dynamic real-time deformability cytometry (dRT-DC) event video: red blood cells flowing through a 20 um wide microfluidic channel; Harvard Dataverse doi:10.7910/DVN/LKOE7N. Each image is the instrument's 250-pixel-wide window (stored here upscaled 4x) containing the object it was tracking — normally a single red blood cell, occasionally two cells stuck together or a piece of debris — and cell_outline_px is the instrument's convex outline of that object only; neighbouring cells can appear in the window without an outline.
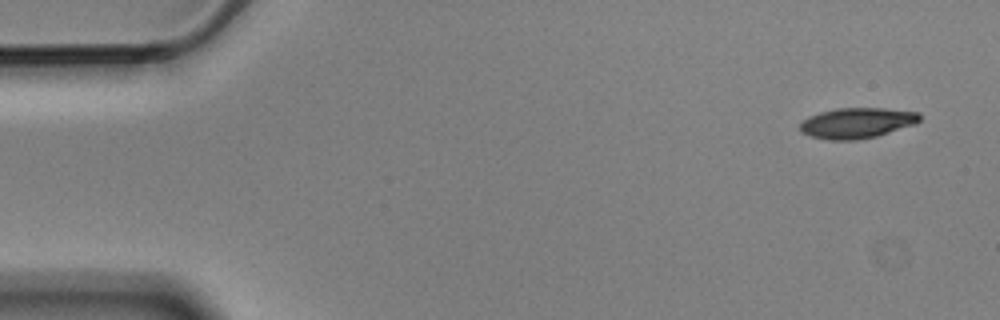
{"species": "Egyptian fruit bat (a non-hibernating species)", "species_latin": "Rousettus aegyptiacus", "temperature_condition": "cold", "stored_images_in_passage": 8, "camera_frame_rate_fps": 3000, "um_per_image_px": 0.085, "animal": {"sex": "male"}, "frame": {"image": 1, "passage_image": 1, "time_ms": 0.0, "image_size_px": [1000, 320], "cell_outline_px": [[920, 120], [916, 124], [876, 136], [856, 140], [828, 140], [812, 136], [800, 132], [800, 124], [808, 116], [820, 112], [836, 108], [884, 108], [920, 112]], "centroid_in_image_um": [72.85, 10.45], "position_along_channel_um": 12.2, "area_um2": 21.33}}
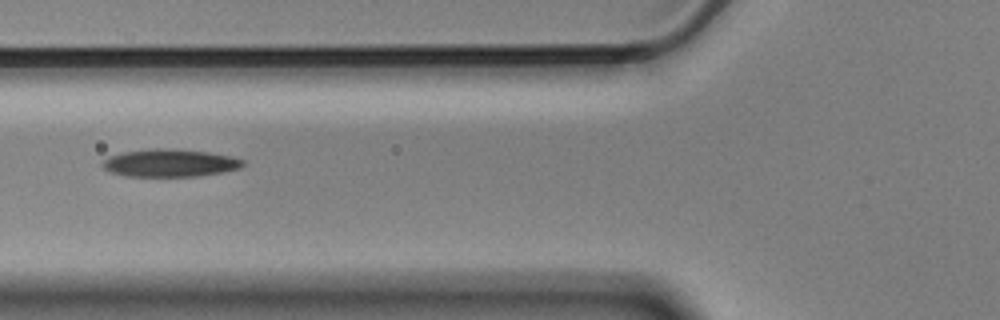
{"frame": {"image": 2, "passage_image": 6, "time_ms": 1.667, "image_size_px": [1000, 320], "cell_outline_px": [[244, 164], [240, 168], [224, 172], [200, 176], [124, 176], [112, 172], [104, 168], [100, 164], [108, 156], [124, 152], [148, 148], [164, 148], [208, 152], [232, 156], [244, 160]], "centroid_in_image_um": [14.44, 13.85], "position_along_channel_um": 111.4, "area_um2": 22.72}}
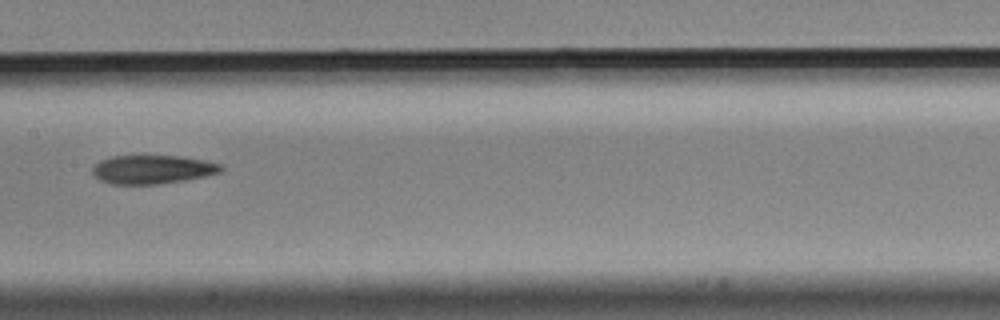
{"frame": {"image": 3, "passage_image": 8, "time_ms": 2.333, "image_size_px": [1000, 320], "cell_outline_px": [[224, 168], [220, 172], [204, 176], [184, 180], [160, 184], [112, 184], [100, 180], [92, 172], [92, 168], [100, 160], [112, 156], [180, 156], [204, 160], [224, 164]], "centroid_in_image_um": [12.98, 14.4], "position_along_channel_um": 194.4, "area_um2": 21.44}}